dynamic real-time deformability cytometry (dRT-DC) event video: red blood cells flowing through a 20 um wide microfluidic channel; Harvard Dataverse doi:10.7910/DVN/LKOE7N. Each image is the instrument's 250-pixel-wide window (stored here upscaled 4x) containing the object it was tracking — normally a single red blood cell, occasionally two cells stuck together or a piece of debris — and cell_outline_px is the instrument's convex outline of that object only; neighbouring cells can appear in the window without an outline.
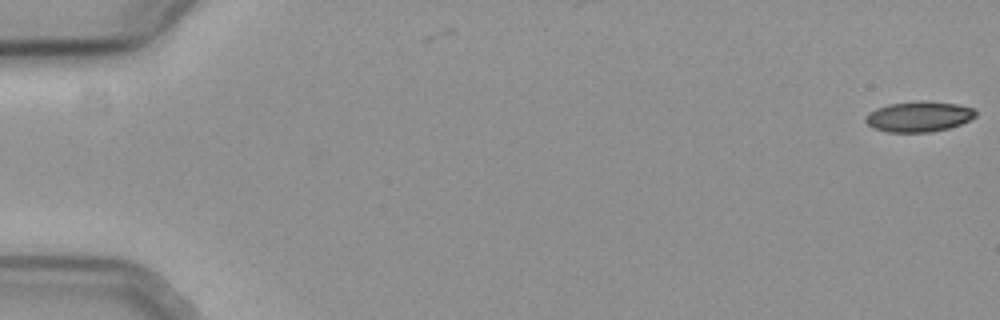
{"species": "common noctule bat (a hibernating species)", "species_latin": "Nyctalus noctula", "temperature_condition": "cold", "stored_images_in_passage": 2, "camera_frame_rate_fps": 3000, "um_per_image_px": 0.085, "animal": {"sex": "female", "body_mass_g": 19.3, "forearm_length_mm": 54.1}, "frame": {"image": 1, "passage_image": 2, "time_ms": 0.333, "image_size_px": [1000, 320], "cell_outline_px": [[976, 116], [960, 124], [948, 128], [928, 132], [888, 132], [872, 128], [864, 120], [868, 112], [876, 108], [888, 104], [956, 104], [972, 108], [976, 112]], "centroid_in_image_um": [78.04, 9.97], "position_along_channel_um": 7.0, "area_um2": 18.5}}